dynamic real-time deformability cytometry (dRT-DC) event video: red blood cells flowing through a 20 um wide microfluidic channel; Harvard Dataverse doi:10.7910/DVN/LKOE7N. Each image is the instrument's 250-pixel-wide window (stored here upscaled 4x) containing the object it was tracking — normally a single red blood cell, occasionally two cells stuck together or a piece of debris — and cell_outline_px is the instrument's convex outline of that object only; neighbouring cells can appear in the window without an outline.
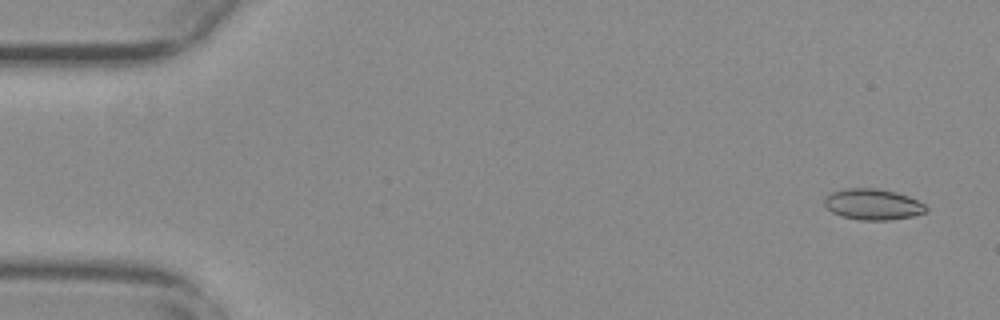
{"species": "common noctule bat (a hibernating species)", "species_latin": "Nyctalus noctula", "temperature_condition": "warm", "stored_images_in_passage": 55, "camera_frame_rate_fps": 3000, "um_per_image_px": 0.085, "animal": {"sex": "female", "body_mass_g": 29.2, "forearm_length_mm": 56.3}, "frame": {"image": 1, "passage_image": 3, "time_ms": 0.667, "image_size_px": [1000, 320], "cell_outline_px": [[928, 212], [912, 216], [888, 220], [860, 220], [840, 216], [832, 212], [824, 204], [824, 200], [832, 192], [844, 188], [876, 188], [896, 192], [908, 196], [924, 204], [928, 208]], "centroid_in_image_um": [74.2, 17.37], "position_along_channel_um": 10.8, "area_um2": 18.32}}
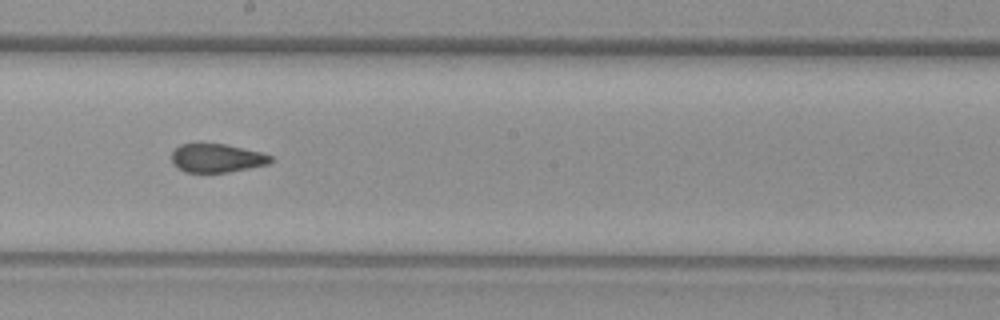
{"frame": {"image": 2, "passage_image": 31, "time_ms": 10.0, "image_size_px": [1000, 320], "cell_outline_px": [[272, 164], [228, 172], [184, 172], [176, 168], [172, 164], [172, 152], [180, 144], [224, 144], [264, 152], [272, 156]], "centroid_in_image_um": [18.46, 13.45], "position_along_channel_um": 229.7, "area_um2": 16.7}}
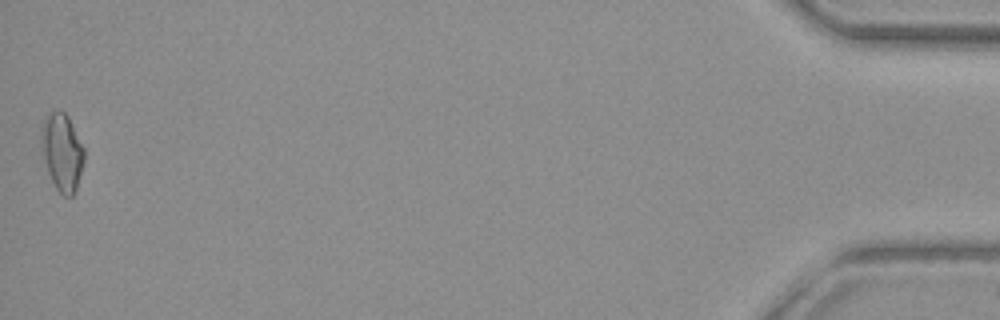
{"frame": {"image": 3, "passage_image": 55, "time_ms": 18.0, "image_size_px": [1000, 320], "cell_outline_px": [[84, 160], [76, 192], [72, 196], [64, 196], [56, 188], [48, 172], [44, 160], [40, 140], [40, 128], [44, 116], [52, 108], [64, 112], [68, 116], [84, 148]], "centroid_in_image_um": [5.25, 12.87], "position_along_channel_um": 429.9, "area_um2": 19.65}, "authors_computed_cell_mechanics": {"area_um2": 17.8024, "velocity_mm_per_s": 3.7846, "shape_relaxation_time_tau1_ms": null, "shape_relaxation_time_tau2_ms": 1.2936, "deformation_change_tau1": null, "deformation_change_tau2": 0.0793}}